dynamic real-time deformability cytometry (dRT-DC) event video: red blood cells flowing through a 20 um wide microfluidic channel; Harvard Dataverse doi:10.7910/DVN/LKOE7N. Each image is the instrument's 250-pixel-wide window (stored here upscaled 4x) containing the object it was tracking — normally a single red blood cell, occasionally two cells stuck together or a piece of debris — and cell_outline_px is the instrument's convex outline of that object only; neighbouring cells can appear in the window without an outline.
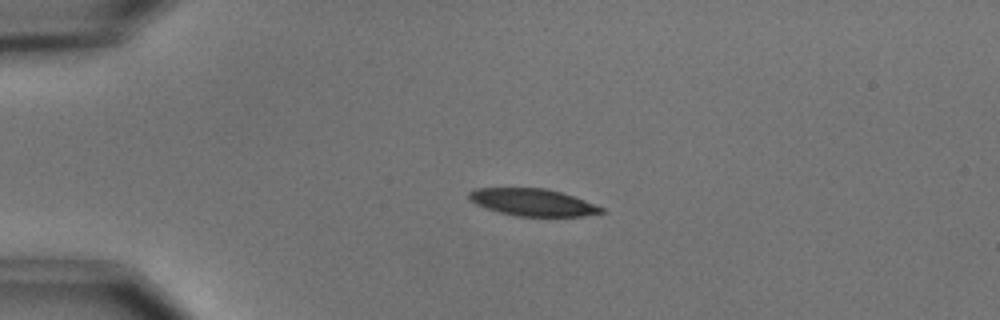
{"species": "common noctule bat (a hibernating species)", "species_latin": "Nyctalus noctula", "temperature_condition": "cold", "stored_images_in_passage": 4, "camera_frame_rate_fps": 3000, "um_per_image_px": 0.085, "animal": {"sex": "male", "body_mass_g": 15.6}, "frame": {"image": 1, "passage_image": 3, "time_ms": 2.333, "image_size_px": [1000, 320], "cell_outline_px": [[604, 212], [580, 216], [516, 216], [500, 212], [476, 204], [468, 196], [468, 192], [476, 188], [544, 188], [560, 192], [584, 200], [604, 208]], "centroid_in_image_um": [45.27, 17.19], "position_along_channel_um": 39.7, "area_um2": 20.58}}